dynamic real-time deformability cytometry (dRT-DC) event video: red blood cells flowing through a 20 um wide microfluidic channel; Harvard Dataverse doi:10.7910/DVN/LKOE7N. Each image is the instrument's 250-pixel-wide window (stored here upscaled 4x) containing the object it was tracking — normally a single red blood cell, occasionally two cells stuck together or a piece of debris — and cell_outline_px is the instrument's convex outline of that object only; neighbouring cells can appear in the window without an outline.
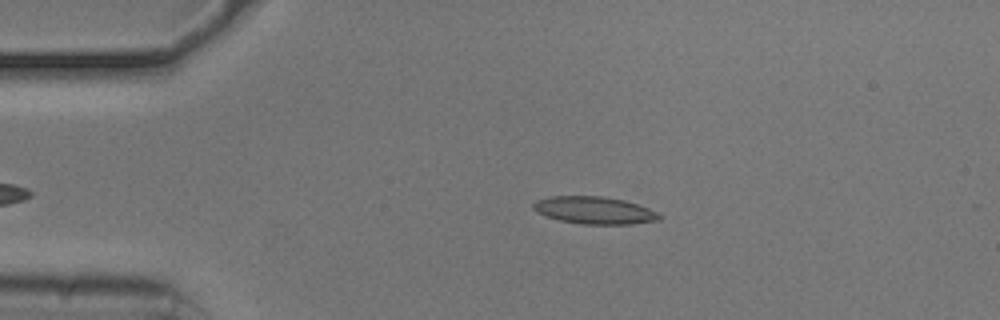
{"species": "common noctule bat (a hibernating species)", "species_latin": "Nyctalus noctula", "temperature_condition": "cold", "stored_images_in_passage": 8, "camera_frame_rate_fps": 3000, "um_per_image_px": 0.085, "animal": {"sex": "male", "body_mass_g": 20.5, "forearm_length_mm": 52.5}, "frame": {"image": 1, "passage_image": 4, "time_ms": 1.0, "image_size_px": [1000, 320], "cell_outline_px": [[660, 220], [632, 224], [580, 224], [560, 220], [536, 212], [532, 208], [532, 204], [536, 200], [552, 196], [604, 196], [624, 200], [648, 208], [656, 212], [660, 216]], "centroid_in_image_um": [50.5, 17.87], "position_along_channel_um": 34.5, "area_um2": 20.0}}